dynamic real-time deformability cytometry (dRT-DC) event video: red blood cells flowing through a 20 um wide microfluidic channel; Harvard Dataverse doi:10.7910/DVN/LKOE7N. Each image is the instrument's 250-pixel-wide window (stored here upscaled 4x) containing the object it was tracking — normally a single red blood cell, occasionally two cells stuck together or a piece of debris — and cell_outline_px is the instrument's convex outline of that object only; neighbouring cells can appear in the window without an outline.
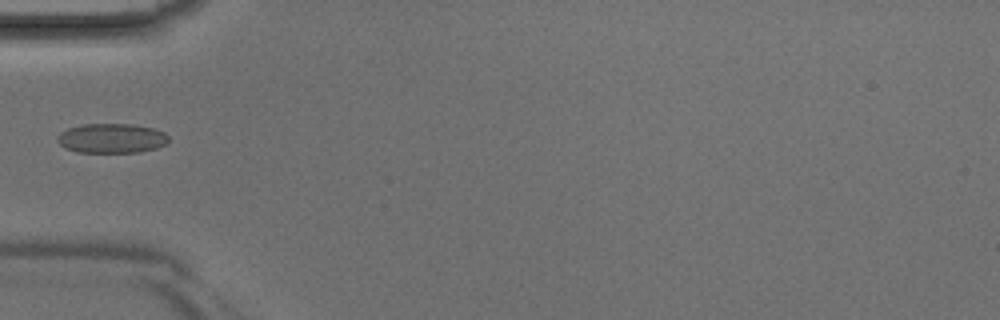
{"species": "Egyptian fruit bat (a non-hibernating species)", "species_latin": "Rousettus aegyptiacus", "temperature_condition": "room temperature", "stored_images_in_passage": 30, "camera_frame_rate_fps": 3000, "um_per_image_px": 0.085, "animal": {"sex": "male"}, "frame": {"image": 1, "passage_image": 1, "time_ms": 0.0, "image_size_px": [1000, 320], "cell_outline_px": [[168, 140], [164, 144], [156, 148], [140, 152], [76, 152], [64, 148], [56, 140], [56, 136], [60, 132], [68, 128], [84, 124], [132, 124], [152, 128], [164, 132], [168, 136]], "centroid_in_image_um": [9.44, 11.75], "position_along_channel_um": 75.6, "area_um2": 19.19}}
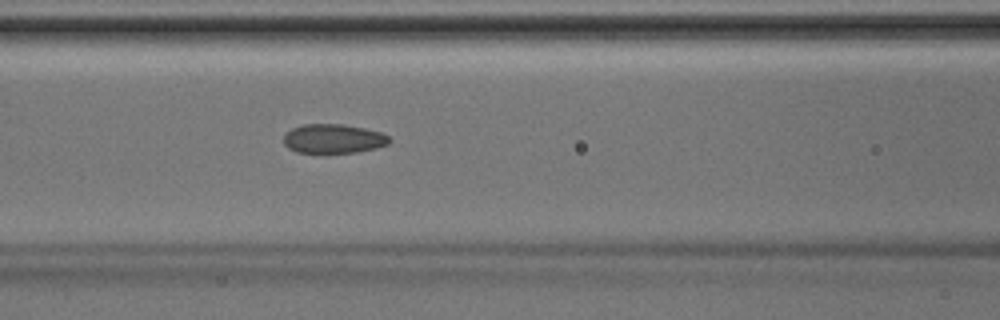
{"frame": {"image": 2, "passage_image": 5, "time_ms": 1.333, "image_size_px": [1000, 320], "cell_outline_px": [[392, 140], [388, 144], [376, 148], [356, 152], [296, 152], [288, 148], [284, 144], [284, 136], [292, 128], [304, 124], [344, 124], [364, 128], [380, 132], [388, 136]], "centroid_in_image_um": [28.35, 11.78], "position_along_channel_um": 138.2, "area_um2": 17.86}}
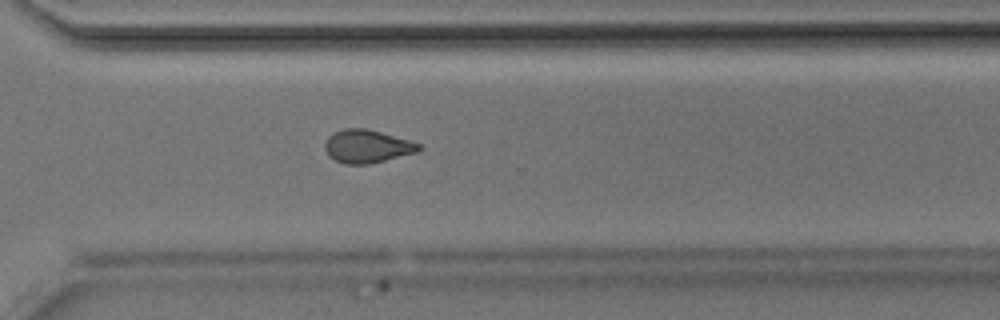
{"frame": {"image": 3, "passage_image": 18, "time_ms": 5.667, "image_size_px": [1000, 320], "cell_outline_px": [[420, 148], [416, 152], [368, 164], [344, 164], [328, 156], [324, 148], [324, 144], [328, 136], [332, 132], [344, 128], [364, 128], [380, 132], [408, 140], [420, 144]], "centroid_in_image_um": [31.12, 12.43], "position_along_channel_um": 339.5, "area_um2": 17.92}}